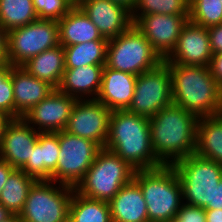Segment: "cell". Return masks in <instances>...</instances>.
Here are the masks:
<instances>
[{
    "label": "cell",
    "mask_w": 222,
    "mask_h": 222,
    "mask_svg": "<svg viewBox=\"0 0 222 222\" xmlns=\"http://www.w3.org/2000/svg\"><path fill=\"white\" fill-rule=\"evenodd\" d=\"M212 54L222 53V24L207 28Z\"/></svg>",
    "instance_id": "e575fe53"
},
{
    "label": "cell",
    "mask_w": 222,
    "mask_h": 222,
    "mask_svg": "<svg viewBox=\"0 0 222 222\" xmlns=\"http://www.w3.org/2000/svg\"><path fill=\"white\" fill-rule=\"evenodd\" d=\"M169 222H182V221H180L177 217H175L174 219H172V220L169 221Z\"/></svg>",
    "instance_id": "bcb514c9"
},
{
    "label": "cell",
    "mask_w": 222,
    "mask_h": 222,
    "mask_svg": "<svg viewBox=\"0 0 222 222\" xmlns=\"http://www.w3.org/2000/svg\"><path fill=\"white\" fill-rule=\"evenodd\" d=\"M189 16L147 14L133 24L145 36L153 50L165 60L177 44L183 26Z\"/></svg>",
    "instance_id": "5bb4252c"
},
{
    "label": "cell",
    "mask_w": 222,
    "mask_h": 222,
    "mask_svg": "<svg viewBox=\"0 0 222 222\" xmlns=\"http://www.w3.org/2000/svg\"><path fill=\"white\" fill-rule=\"evenodd\" d=\"M14 214H12L8 209H6L1 203H0V222L6 221L10 219Z\"/></svg>",
    "instance_id": "7bdbcfd3"
},
{
    "label": "cell",
    "mask_w": 222,
    "mask_h": 222,
    "mask_svg": "<svg viewBox=\"0 0 222 222\" xmlns=\"http://www.w3.org/2000/svg\"><path fill=\"white\" fill-rule=\"evenodd\" d=\"M177 218L182 222H206L205 209L183 203L177 213Z\"/></svg>",
    "instance_id": "836d02e7"
},
{
    "label": "cell",
    "mask_w": 222,
    "mask_h": 222,
    "mask_svg": "<svg viewBox=\"0 0 222 222\" xmlns=\"http://www.w3.org/2000/svg\"><path fill=\"white\" fill-rule=\"evenodd\" d=\"M208 68L214 80L222 88V53L212 55Z\"/></svg>",
    "instance_id": "d590c367"
},
{
    "label": "cell",
    "mask_w": 222,
    "mask_h": 222,
    "mask_svg": "<svg viewBox=\"0 0 222 222\" xmlns=\"http://www.w3.org/2000/svg\"><path fill=\"white\" fill-rule=\"evenodd\" d=\"M74 187L51 180H37L31 186L20 214L22 222H64Z\"/></svg>",
    "instance_id": "ba28073f"
},
{
    "label": "cell",
    "mask_w": 222,
    "mask_h": 222,
    "mask_svg": "<svg viewBox=\"0 0 222 222\" xmlns=\"http://www.w3.org/2000/svg\"><path fill=\"white\" fill-rule=\"evenodd\" d=\"M60 152L58 132L39 133L31 159L21 168L28 176L37 180H50L56 169Z\"/></svg>",
    "instance_id": "44dd1931"
},
{
    "label": "cell",
    "mask_w": 222,
    "mask_h": 222,
    "mask_svg": "<svg viewBox=\"0 0 222 222\" xmlns=\"http://www.w3.org/2000/svg\"><path fill=\"white\" fill-rule=\"evenodd\" d=\"M9 121H10L9 117L0 113V146H1L2 137H3V134H4V129H5V127H6V125L8 124Z\"/></svg>",
    "instance_id": "ab89813d"
},
{
    "label": "cell",
    "mask_w": 222,
    "mask_h": 222,
    "mask_svg": "<svg viewBox=\"0 0 222 222\" xmlns=\"http://www.w3.org/2000/svg\"><path fill=\"white\" fill-rule=\"evenodd\" d=\"M104 148L128 162L135 170L154 169L163 165L152 148L149 118L127 110L111 111Z\"/></svg>",
    "instance_id": "7a4b0ae2"
},
{
    "label": "cell",
    "mask_w": 222,
    "mask_h": 222,
    "mask_svg": "<svg viewBox=\"0 0 222 222\" xmlns=\"http://www.w3.org/2000/svg\"><path fill=\"white\" fill-rule=\"evenodd\" d=\"M135 172L128 162L112 151L101 148L74 190L87 198L109 202L134 179Z\"/></svg>",
    "instance_id": "8992f818"
},
{
    "label": "cell",
    "mask_w": 222,
    "mask_h": 222,
    "mask_svg": "<svg viewBox=\"0 0 222 222\" xmlns=\"http://www.w3.org/2000/svg\"><path fill=\"white\" fill-rule=\"evenodd\" d=\"M58 142L59 158L50 180L75 188L101 148L95 142L65 130L58 132Z\"/></svg>",
    "instance_id": "30bf717a"
},
{
    "label": "cell",
    "mask_w": 222,
    "mask_h": 222,
    "mask_svg": "<svg viewBox=\"0 0 222 222\" xmlns=\"http://www.w3.org/2000/svg\"><path fill=\"white\" fill-rule=\"evenodd\" d=\"M79 7L108 40L121 35L133 24L131 11L110 0H90Z\"/></svg>",
    "instance_id": "e0dca14e"
},
{
    "label": "cell",
    "mask_w": 222,
    "mask_h": 222,
    "mask_svg": "<svg viewBox=\"0 0 222 222\" xmlns=\"http://www.w3.org/2000/svg\"><path fill=\"white\" fill-rule=\"evenodd\" d=\"M11 79L14 90V119L21 118L55 89L48 82L29 74L21 66L11 65Z\"/></svg>",
    "instance_id": "ac0fdd59"
},
{
    "label": "cell",
    "mask_w": 222,
    "mask_h": 222,
    "mask_svg": "<svg viewBox=\"0 0 222 222\" xmlns=\"http://www.w3.org/2000/svg\"><path fill=\"white\" fill-rule=\"evenodd\" d=\"M147 14L189 16V0H137L131 12L132 22Z\"/></svg>",
    "instance_id": "f546056e"
},
{
    "label": "cell",
    "mask_w": 222,
    "mask_h": 222,
    "mask_svg": "<svg viewBox=\"0 0 222 222\" xmlns=\"http://www.w3.org/2000/svg\"><path fill=\"white\" fill-rule=\"evenodd\" d=\"M195 153L222 165V113L199 118Z\"/></svg>",
    "instance_id": "d4e9b609"
},
{
    "label": "cell",
    "mask_w": 222,
    "mask_h": 222,
    "mask_svg": "<svg viewBox=\"0 0 222 222\" xmlns=\"http://www.w3.org/2000/svg\"><path fill=\"white\" fill-rule=\"evenodd\" d=\"M161 62L163 60L134 24L108 41L106 66L114 70L138 76Z\"/></svg>",
    "instance_id": "52a82bcc"
},
{
    "label": "cell",
    "mask_w": 222,
    "mask_h": 222,
    "mask_svg": "<svg viewBox=\"0 0 222 222\" xmlns=\"http://www.w3.org/2000/svg\"><path fill=\"white\" fill-rule=\"evenodd\" d=\"M110 114L111 110L96 99L77 100L65 131L104 148L109 134Z\"/></svg>",
    "instance_id": "7c38bea8"
},
{
    "label": "cell",
    "mask_w": 222,
    "mask_h": 222,
    "mask_svg": "<svg viewBox=\"0 0 222 222\" xmlns=\"http://www.w3.org/2000/svg\"><path fill=\"white\" fill-rule=\"evenodd\" d=\"M207 28L187 21L183 26L177 44L165 63L192 66H209L212 58Z\"/></svg>",
    "instance_id": "9a60e30c"
},
{
    "label": "cell",
    "mask_w": 222,
    "mask_h": 222,
    "mask_svg": "<svg viewBox=\"0 0 222 222\" xmlns=\"http://www.w3.org/2000/svg\"><path fill=\"white\" fill-rule=\"evenodd\" d=\"M105 65H87L65 69L58 89L77 100L96 99Z\"/></svg>",
    "instance_id": "ffe728a7"
},
{
    "label": "cell",
    "mask_w": 222,
    "mask_h": 222,
    "mask_svg": "<svg viewBox=\"0 0 222 222\" xmlns=\"http://www.w3.org/2000/svg\"><path fill=\"white\" fill-rule=\"evenodd\" d=\"M182 186L183 203L204 209H216L217 187L222 165L191 154L172 164Z\"/></svg>",
    "instance_id": "5b68a950"
},
{
    "label": "cell",
    "mask_w": 222,
    "mask_h": 222,
    "mask_svg": "<svg viewBox=\"0 0 222 222\" xmlns=\"http://www.w3.org/2000/svg\"><path fill=\"white\" fill-rule=\"evenodd\" d=\"M143 193L149 222H169L183 205L182 186L172 165L136 170L133 179Z\"/></svg>",
    "instance_id": "277c9868"
},
{
    "label": "cell",
    "mask_w": 222,
    "mask_h": 222,
    "mask_svg": "<svg viewBox=\"0 0 222 222\" xmlns=\"http://www.w3.org/2000/svg\"><path fill=\"white\" fill-rule=\"evenodd\" d=\"M112 222H149L140 186L132 180L108 202Z\"/></svg>",
    "instance_id": "7402d4cb"
},
{
    "label": "cell",
    "mask_w": 222,
    "mask_h": 222,
    "mask_svg": "<svg viewBox=\"0 0 222 222\" xmlns=\"http://www.w3.org/2000/svg\"><path fill=\"white\" fill-rule=\"evenodd\" d=\"M216 209H222V178L217 187Z\"/></svg>",
    "instance_id": "b9f144b4"
},
{
    "label": "cell",
    "mask_w": 222,
    "mask_h": 222,
    "mask_svg": "<svg viewBox=\"0 0 222 222\" xmlns=\"http://www.w3.org/2000/svg\"><path fill=\"white\" fill-rule=\"evenodd\" d=\"M76 101V98L55 88L22 118L39 133L60 132L65 130Z\"/></svg>",
    "instance_id": "4fadbf2b"
},
{
    "label": "cell",
    "mask_w": 222,
    "mask_h": 222,
    "mask_svg": "<svg viewBox=\"0 0 222 222\" xmlns=\"http://www.w3.org/2000/svg\"><path fill=\"white\" fill-rule=\"evenodd\" d=\"M58 45V23L55 20L37 19L7 32V56L12 66H21L31 57Z\"/></svg>",
    "instance_id": "9c48e42d"
},
{
    "label": "cell",
    "mask_w": 222,
    "mask_h": 222,
    "mask_svg": "<svg viewBox=\"0 0 222 222\" xmlns=\"http://www.w3.org/2000/svg\"><path fill=\"white\" fill-rule=\"evenodd\" d=\"M0 113L14 119V90L11 65L0 67Z\"/></svg>",
    "instance_id": "1f68e13d"
},
{
    "label": "cell",
    "mask_w": 222,
    "mask_h": 222,
    "mask_svg": "<svg viewBox=\"0 0 222 222\" xmlns=\"http://www.w3.org/2000/svg\"><path fill=\"white\" fill-rule=\"evenodd\" d=\"M72 222H112L108 202L87 198L75 190L69 207Z\"/></svg>",
    "instance_id": "83f0119b"
},
{
    "label": "cell",
    "mask_w": 222,
    "mask_h": 222,
    "mask_svg": "<svg viewBox=\"0 0 222 222\" xmlns=\"http://www.w3.org/2000/svg\"><path fill=\"white\" fill-rule=\"evenodd\" d=\"M37 19L33 0H0V25L7 32Z\"/></svg>",
    "instance_id": "f1b7e54d"
},
{
    "label": "cell",
    "mask_w": 222,
    "mask_h": 222,
    "mask_svg": "<svg viewBox=\"0 0 222 222\" xmlns=\"http://www.w3.org/2000/svg\"><path fill=\"white\" fill-rule=\"evenodd\" d=\"M35 181L21 169H15L1 191L0 203L12 214L19 215Z\"/></svg>",
    "instance_id": "4316f807"
},
{
    "label": "cell",
    "mask_w": 222,
    "mask_h": 222,
    "mask_svg": "<svg viewBox=\"0 0 222 222\" xmlns=\"http://www.w3.org/2000/svg\"><path fill=\"white\" fill-rule=\"evenodd\" d=\"M57 23L59 44L63 47L94 40H108L102 37L95 24L78 6L72 7Z\"/></svg>",
    "instance_id": "603a6c76"
},
{
    "label": "cell",
    "mask_w": 222,
    "mask_h": 222,
    "mask_svg": "<svg viewBox=\"0 0 222 222\" xmlns=\"http://www.w3.org/2000/svg\"><path fill=\"white\" fill-rule=\"evenodd\" d=\"M72 7L80 6L82 4V0H66Z\"/></svg>",
    "instance_id": "ee69618b"
},
{
    "label": "cell",
    "mask_w": 222,
    "mask_h": 222,
    "mask_svg": "<svg viewBox=\"0 0 222 222\" xmlns=\"http://www.w3.org/2000/svg\"><path fill=\"white\" fill-rule=\"evenodd\" d=\"M64 222H72L69 218L66 220V221H64Z\"/></svg>",
    "instance_id": "7dc6e473"
},
{
    "label": "cell",
    "mask_w": 222,
    "mask_h": 222,
    "mask_svg": "<svg viewBox=\"0 0 222 222\" xmlns=\"http://www.w3.org/2000/svg\"><path fill=\"white\" fill-rule=\"evenodd\" d=\"M38 19L58 21L72 8L66 0H33Z\"/></svg>",
    "instance_id": "d6a6232c"
},
{
    "label": "cell",
    "mask_w": 222,
    "mask_h": 222,
    "mask_svg": "<svg viewBox=\"0 0 222 222\" xmlns=\"http://www.w3.org/2000/svg\"><path fill=\"white\" fill-rule=\"evenodd\" d=\"M38 136L39 132L22 117L10 119L4 129L0 146V159L15 169H21L31 159Z\"/></svg>",
    "instance_id": "2e32d148"
},
{
    "label": "cell",
    "mask_w": 222,
    "mask_h": 222,
    "mask_svg": "<svg viewBox=\"0 0 222 222\" xmlns=\"http://www.w3.org/2000/svg\"><path fill=\"white\" fill-rule=\"evenodd\" d=\"M110 1H113V2H116V3H119L123 6H125L131 12H132V10L134 9V7L137 3V0H110Z\"/></svg>",
    "instance_id": "60d3db41"
},
{
    "label": "cell",
    "mask_w": 222,
    "mask_h": 222,
    "mask_svg": "<svg viewBox=\"0 0 222 222\" xmlns=\"http://www.w3.org/2000/svg\"><path fill=\"white\" fill-rule=\"evenodd\" d=\"M136 79L134 74L114 70L105 65L96 100L111 111L127 110L133 98Z\"/></svg>",
    "instance_id": "d6986e66"
},
{
    "label": "cell",
    "mask_w": 222,
    "mask_h": 222,
    "mask_svg": "<svg viewBox=\"0 0 222 222\" xmlns=\"http://www.w3.org/2000/svg\"><path fill=\"white\" fill-rule=\"evenodd\" d=\"M198 120L174 103L149 118L152 148L163 165H172L196 152Z\"/></svg>",
    "instance_id": "6da1fadb"
},
{
    "label": "cell",
    "mask_w": 222,
    "mask_h": 222,
    "mask_svg": "<svg viewBox=\"0 0 222 222\" xmlns=\"http://www.w3.org/2000/svg\"><path fill=\"white\" fill-rule=\"evenodd\" d=\"M206 222H222V209H205Z\"/></svg>",
    "instance_id": "f35d334b"
},
{
    "label": "cell",
    "mask_w": 222,
    "mask_h": 222,
    "mask_svg": "<svg viewBox=\"0 0 222 222\" xmlns=\"http://www.w3.org/2000/svg\"><path fill=\"white\" fill-rule=\"evenodd\" d=\"M171 103L170 69L163 61L156 68L137 76L135 91L127 111L150 118Z\"/></svg>",
    "instance_id": "8fae6325"
},
{
    "label": "cell",
    "mask_w": 222,
    "mask_h": 222,
    "mask_svg": "<svg viewBox=\"0 0 222 222\" xmlns=\"http://www.w3.org/2000/svg\"><path fill=\"white\" fill-rule=\"evenodd\" d=\"M14 170L15 168L13 166L0 159V194L6 181L8 180V177Z\"/></svg>",
    "instance_id": "74e56055"
},
{
    "label": "cell",
    "mask_w": 222,
    "mask_h": 222,
    "mask_svg": "<svg viewBox=\"0 0 222 222\" xmlns=\"http://www.w3.org/2000/svg\"><path fill=\"white\" fill-rule=\"evenodd\" d=\"M21 67L32 76L58 88L66 69L64 47L58 45L55 48L45 50L37 56L31 57Z\"/></svg>",
    "instance_id": "cb8c5ba5"
},
{
    "label": "cell",
    "mask_w": 222,
    "mask_h": 222,
    "mask_svg": "<svg viewBox=\"0 0 222 222\" xmlns=\"http://www.w3.org/2000/svg\"><path fill=\"white\" fill-rule=\"evenodd\" d=\"M9 65L7 56V31L0 25V67Z\"/></svg>",
    "instance_id": "8d00e7d4"
},
{
    "label": "cell",
    "mask_w": 222,
    "mask_h": 222,
    "mask_svg": "<svg viewBox=\"0 0 222 222\" xmlns=\"http://www.w3.org/2000/svg\"><path fill=\"white\" fill-rule=\"evenodd\" d=\"M109 40H94L64 47L66 69L87 65H106Z\"/></svg>",
    "instance_id": "484cf974"
},
{
    "label": "cell",
    "mask_w": 222,
    "mask_h": 222,
    "mask_svg": "<svg viewBox=\"0 0 222 222\" xmlns=\"http://www.w3.org/2000/svg\"><path fill=\"white\" fill-rule=\"evenodd\" d=\"M166 64L170 69L174 104L198 118L222 113V88L208 66Z\"/></svg>",
    "instance_id": "3957f363"
},
{
    "label": "cell",
    "mask_w": 222,
    "mask_h": 222,
    "mask_svg": "<svg viewBox=\"0 0 222 222\" xmlns=\"http://www.w3.org/2000/svg\"><path fill=\"white\" fill-rule=\"evenodd\" d=\"M189 21L205 28L222 24L221 1L189 0Z\"/></svg>",
    "instance_id": "4dcf8cb0"
},
{
    "label": "cell",
    "mask_w": 222,
    "mask_h": 222,
    "mask_svg": "<svg viewBox=\"0 0 222 222\" xmlns=\"http://www.w3.org/2000/svg\"><path fill=\"white\" fill-rule=\"evenodd\" d=\"M3 222H22V221L18 215H13L10 219Z\"/></svg>",
    "instance_id": "f6af8a7d"
}]
</instances>
